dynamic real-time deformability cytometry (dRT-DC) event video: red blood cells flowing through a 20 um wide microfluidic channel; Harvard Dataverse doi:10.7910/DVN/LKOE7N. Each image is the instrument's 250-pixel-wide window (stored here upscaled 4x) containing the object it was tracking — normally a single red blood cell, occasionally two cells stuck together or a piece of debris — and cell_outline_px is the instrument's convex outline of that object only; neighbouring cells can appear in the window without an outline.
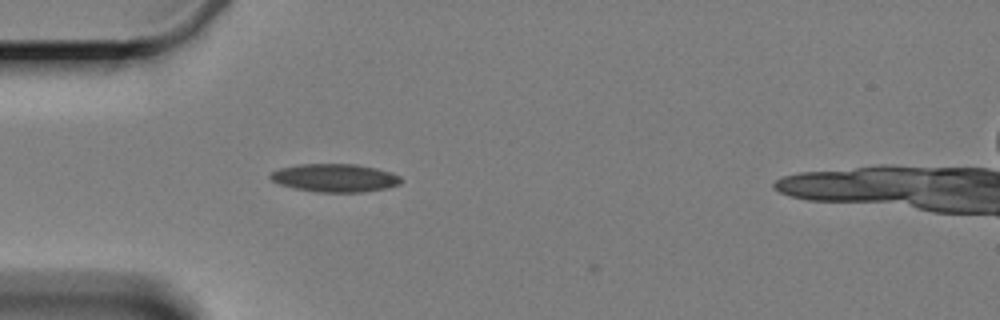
{"species": "Egyptian fruit bat (a non-hibernating species)", "species_latin": "Rousettus aegyptiacus", "temperature_condition": "cold", "stored_images_in_passage": 2, "camera_frame_rate_fps": 3000, "um_per_image_px": 0.085, "animal": {"sex": "female"}, "frame": {"image": 1, "passage_image": 1, "time_ms": 0.0, "image_size_px": [1000, 320], "cell_outline_px": [[404, 180], [400, 184], [388, 188], [360, 192], [316, 192], [296, 188], [280, 184], [272, 180], [268, 176], [272, 172], [280, 168], [300, 164], [356, 164], [376, 168], [392, 172], [400, 176]], "centroid_in_image_um": [28.51, 15.12], "position_along_channel_um": 56.5, "area_um2": 21.44}}